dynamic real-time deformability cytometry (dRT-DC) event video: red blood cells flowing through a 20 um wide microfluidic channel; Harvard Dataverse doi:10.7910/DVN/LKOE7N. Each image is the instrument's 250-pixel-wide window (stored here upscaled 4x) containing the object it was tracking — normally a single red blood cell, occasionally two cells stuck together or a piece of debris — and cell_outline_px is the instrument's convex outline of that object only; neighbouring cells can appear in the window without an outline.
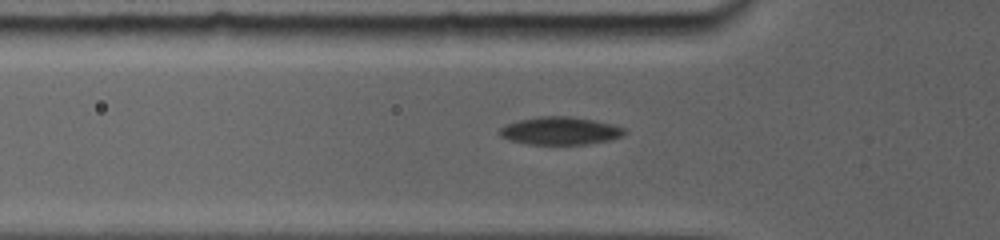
{"species": "common noctule bat (a hibernating species)", "species_latin": "Nyctalus noctula", "temperature_condition": "room temperature", "stored_images_in_passage": 23, "camera_frame_rate_fps": 5000, "um_per_image_px": 0.085, "animal": {"sex": "female", "body_mass_g": 19.0, "forearm_length_mm": 56.7}, "frame": {"image": 1, "passage_image": 3, "time_ms": 1.0, "image_size_px": [1000, 240], "cell_outline_px": [[624, 132], [620, 136], [608, 140], [584, 144], [532, 144], [512, 140], [504, 136], [500, 132], [508, 124], [520, 120], [540, 116], [568, 116], [592, 120], [624, 128]], "centroid_in_image_um": [47.63, 11.11], "position_along_channel_um": 78.2, "area_um2": 19.31}}
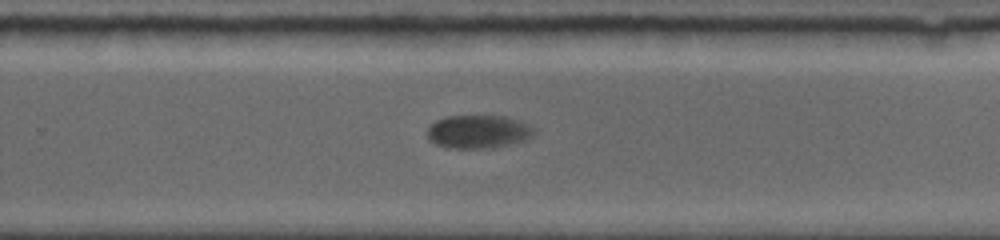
{"frame": {"image": 2, "passage_image": 13, "time_ms": 6.6, "image_size_px": [1000, 240], "cell_outline_px": [[536, 132], [532, 136], [524, 140], [492, 148], [448, 148], [436, 144], [428, 140], [428, 128], [436, 120], [444, 116], [504, 116], [520, 120], [536, 128]], "centroid_in_image_um": [40.66, 11.19], "position_along_channel_um": 289.1, "area_um2": 20.81}}
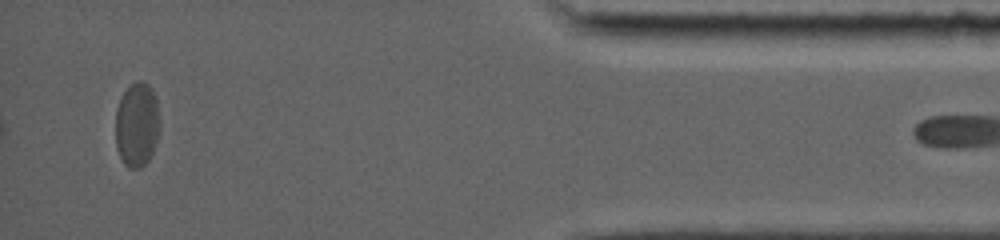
{"frame": {"image": 3, "passage_image": 22, "time_ms": 11.4, "image_size_px": [1000, 240], "cell_outline_px": [[160, 128], [156, 144], [148, 160], [140, 168], [128, 168], [124, 164], [116, 148], [116, 108], [120, 96], [136, 80], [140, 80], [148, 84], [152, 88], [156, 100], [160, 124]], "centroid_in_image_um": [11.64, 10.59], "position_along_channel_um": 423.6, "area_um2": 21.96}}